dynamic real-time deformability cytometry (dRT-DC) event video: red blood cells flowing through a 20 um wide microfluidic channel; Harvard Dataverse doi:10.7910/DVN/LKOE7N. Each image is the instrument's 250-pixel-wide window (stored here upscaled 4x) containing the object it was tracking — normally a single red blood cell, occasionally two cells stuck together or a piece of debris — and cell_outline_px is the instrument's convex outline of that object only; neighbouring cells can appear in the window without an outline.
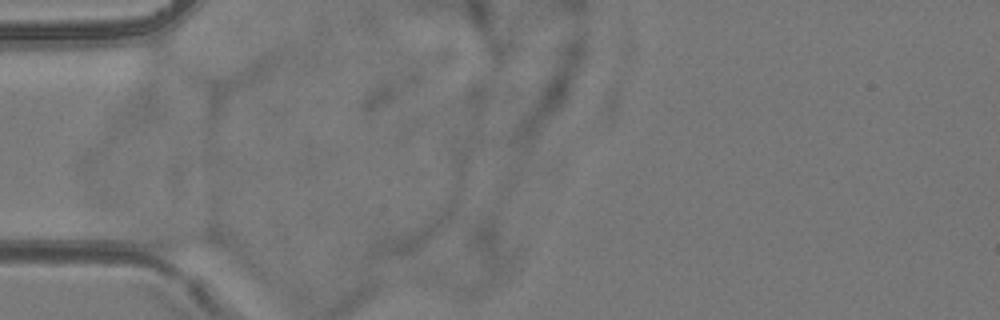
{"species": "common noctule bat (a hibernating species)", "species_latin": "Nyctalus noctula", "temperature_condition": "room temperature", "stored_images_in_passage": 2, "camera_frame_rate_fps": 3000, "um_per_image_px": 0.085, "animal": {"sex": "female", "body_mass_g": 24.6, "forearm_length_mm": 56.2}, "frame": {"image": 1, "passage_image": 1, "time_ms": 0.0, "image_size_px": [1000, 320], "cell_outline_px": [[224, 248], [168, 252], [164, 252], [152, 248], [144, 244], [136, 228], [212, 228], [220, 236], [224, 244]], "centroid_in_image_um": [15.36, 20.31], "position_along_channel_um": 69.6, "area_um2": 12.43}}